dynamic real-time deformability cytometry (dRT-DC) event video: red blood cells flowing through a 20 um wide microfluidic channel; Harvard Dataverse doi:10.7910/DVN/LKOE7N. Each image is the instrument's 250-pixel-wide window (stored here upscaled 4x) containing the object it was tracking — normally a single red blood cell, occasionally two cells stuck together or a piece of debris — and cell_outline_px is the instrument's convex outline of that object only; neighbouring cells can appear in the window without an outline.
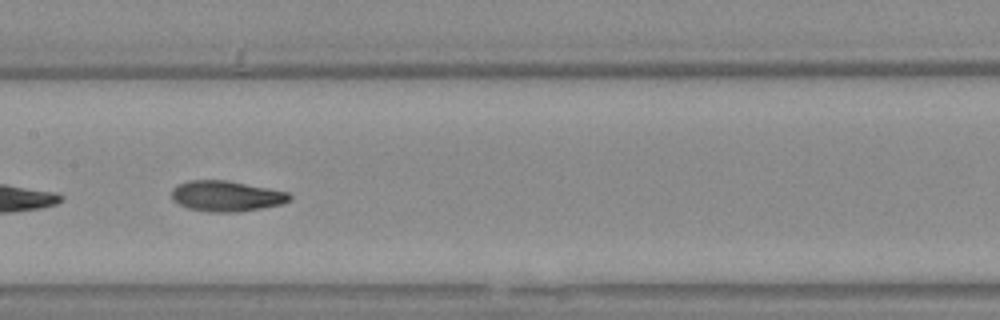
{"species": "Egyptian fruit bat (a non-hibernating species)", "species_latin": "Rousettus aegyptiacus", "temperature_condition": "warm", "stored_images_in_passage": 17, "camera_frame_rate_fps": 3000, "um_per_image_px": 0.085, "animal": {"sex": "female"}, "frame": {"image": 1, "passage_image": 12, "time_ms": 3.667, "image_size_px": [1000, 320], "cell_outline_px": [[292, 200], [280, 204], [260, 208], [236, 212], [212, 212], [188, 208], [172, 200], [172, 188], [176, 184], [188, 180], [228, 180], [288, 192], [292, 196]], "centroid_in_image_um": [19.22, 16.65], "position_along_channel_um": 188.2, "area_um2": 21.04}}